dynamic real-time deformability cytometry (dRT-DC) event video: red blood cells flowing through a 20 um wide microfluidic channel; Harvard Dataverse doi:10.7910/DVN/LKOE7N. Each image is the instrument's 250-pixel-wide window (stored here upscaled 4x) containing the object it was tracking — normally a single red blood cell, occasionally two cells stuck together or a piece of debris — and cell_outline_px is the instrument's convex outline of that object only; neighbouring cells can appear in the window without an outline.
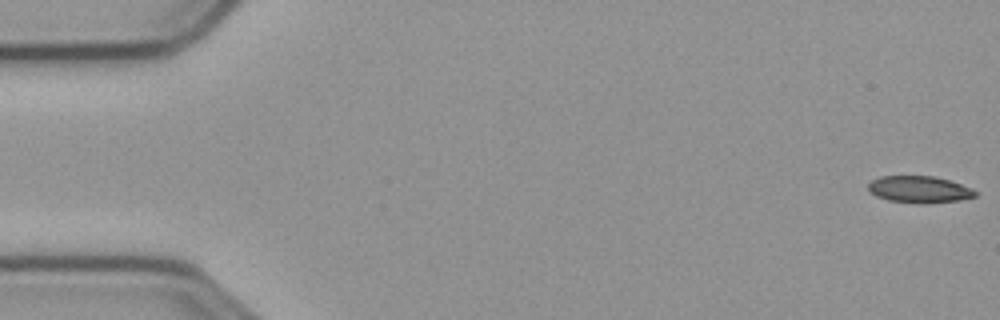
{"species": "common noctule bat (a hibernating species)", "species_latin": "Nyctalus noctula", "temperature_condition": "cold", "stored_images_in_passage": 57, "camera_frame_rate_fps": 3000, "um_per_image_px": 0.085, "animal": {"sex": "male", "body_mass_g": 23.1, "forearm_length_mm": 52.7}, "frame": {"image": 1, "passage_image": 1, "time_ms": 0.0, "image_size_px": [1000, 320], "cell_outline_px": [[976, 196], [960, 200], [924, 204], [920, 204], [888, 200], [876, 196], [868, 188], [868, 184], [872, 180], [880, 176], [936, 176], [972, 188], [976, 192]], "centroid_in_image_um": [78.14, 16.1], "position_along_channel_um": 6.9, "area_um2": 16.7}}
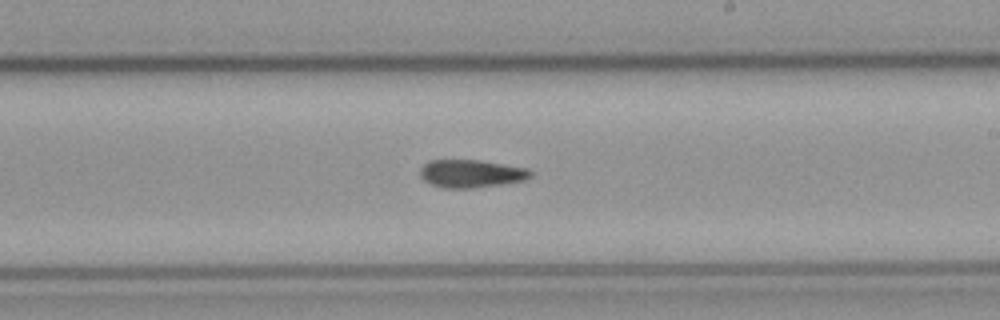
{"frame": {"image": 2, "passage_image": 33, "time_ms": 10.667, "image_size_px": [1000, 320], "cell_outline_px": [[532, 176], [524, 180], [500, 184], [472, 188], [444, 188], [432, 184], [424, 180], [420, 176], [420, 168], [428, 160], [480, 160], [528, 168], [532, 172]], "centroid_in_image_um": [40.04, 14.75], "position_along_channel_um": 249.0, "area_um2": 17.92}}
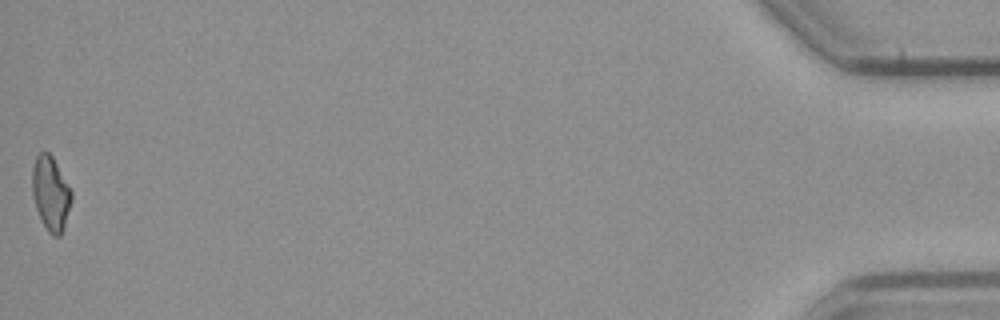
{"frame": {"image": 3, "passage_image": 57, "time_ms": 18.667, "image_size_px": [1000, 320], "cell_outline_px": [[72, 200], [64, 228], [60, 236], [52, 236], [48, 232], [36, 208], [32, 196], [32, 168], [36, 156], [40, 152], [48, 152], [52, 156], [72, 192]], "centroid_in_image_um": [4.3, 16.45], "position_along_channel_um": 430.9, "area_um2": 16.88}}